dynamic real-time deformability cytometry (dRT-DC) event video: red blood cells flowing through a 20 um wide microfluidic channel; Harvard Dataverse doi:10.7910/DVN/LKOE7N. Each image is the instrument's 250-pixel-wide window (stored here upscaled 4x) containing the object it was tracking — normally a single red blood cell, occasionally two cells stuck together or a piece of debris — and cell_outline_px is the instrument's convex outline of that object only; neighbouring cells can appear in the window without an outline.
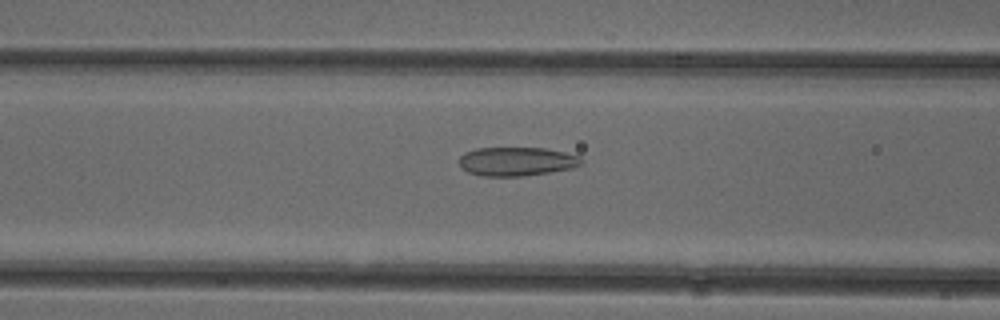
{"species": "common noctule bat (a hibernating species)", "species_latin": "Nyctalus noctula", "temperature_condition": "cold", "stored_images_in_passage": 52, "camera_frame_rate_fps": 3000, "um_per_image_px": 0.085, "animal": {"sex": "female"}, "frame": {"image": 1, "passage_image": 21, "time_ms": 6.667, "image_size_px": [1000, 320], "cell_outline_px": [[584, 160], [580, 164], [572, 168], [524, 176], [480, 176], [468, 172], [460, 168], [460, 156], [464, 152], [476, 148], [544, 148], [564, 152], [580, 156]], "centroid_in_image_um": [43.89, 13.72], "position_along_channel_um": 122.7, "area_um2": 20.58}}
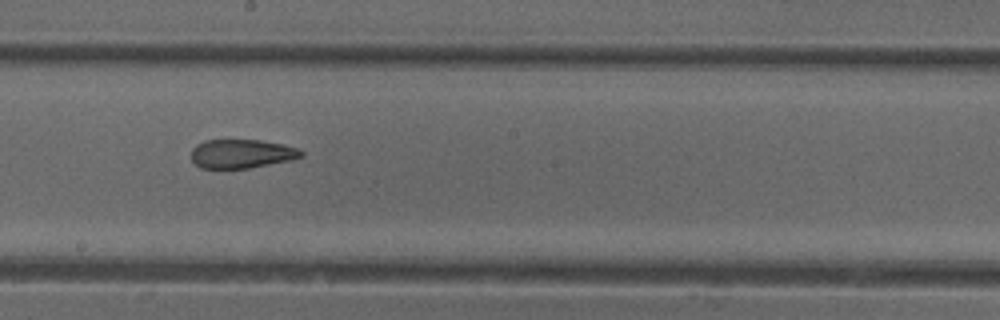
{"frame": {"image": 2, "passage_image": 29, "time_ms": 9.333, "image_size_px": [1000, 320], "cell_outline_px": [[304, 156], [292, 160], [248, 168], [200, 168], [192, 160], [192, 148], [196, 144], [204, 140], [260, 140], [284, 144], [296, 148], [304, 152]], "centroid_in_image_um": [20.55, 13.06], "position_along_channel_um": 227.6, "area_um2": 18.55}}
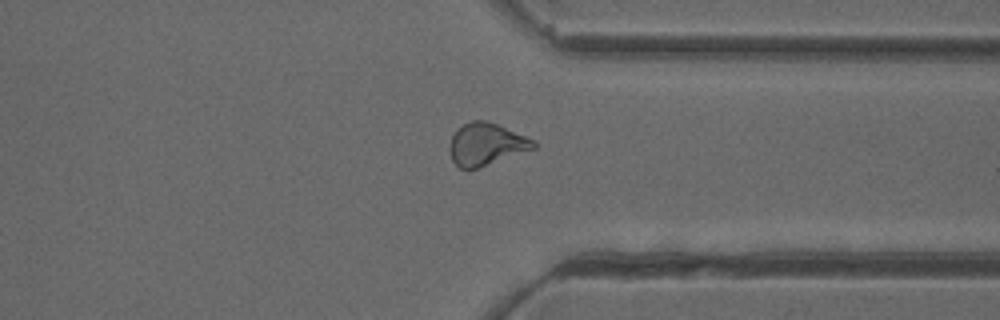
{"frame": {"image": 3, "passage_image": 40, "time_ms": 13.0, "image_size_px": [1000, 320], "cell_outline_px": [[536, 148], [476, 168], [460, 168], [452, 160], [448, 148], [452, 136], [456, 128], [472, 120], [488, 120], [524, 136], [532, 140], [536, 144]], "centroid_in_image_um": [41.28, 12.24], "position_along_channel_um": 370.1, "area_um2": 20.35}, "authors_computed_cell_mechanics": {"area_um2": 21.1259, "velocity_mm_per_s": 3.9349, "shape_relaxation_time_tau1_ms": null, "shape_relaxation_time_tau2_ms": 2.0815, "deformation_change_tau1": null, "deformation_change_tau2": 0.0907}}